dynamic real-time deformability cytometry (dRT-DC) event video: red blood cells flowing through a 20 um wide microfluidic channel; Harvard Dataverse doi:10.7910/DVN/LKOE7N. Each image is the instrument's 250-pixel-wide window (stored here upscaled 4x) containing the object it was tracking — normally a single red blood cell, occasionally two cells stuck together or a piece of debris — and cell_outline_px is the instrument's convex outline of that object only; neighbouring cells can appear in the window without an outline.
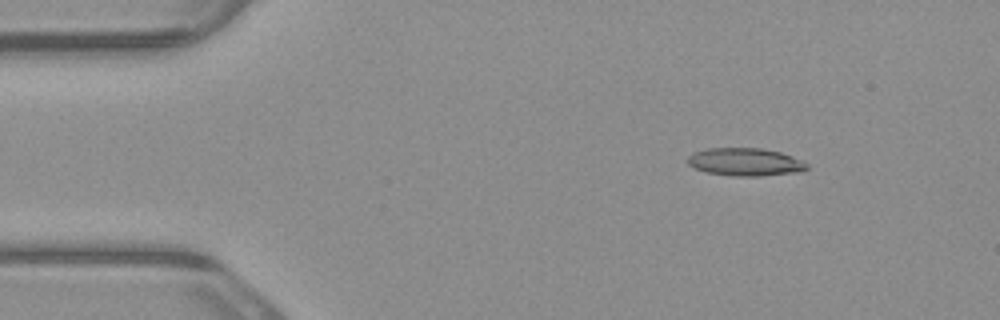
{"species": "common noctule bat (a hibernating species)", "species_latin": "Nyctalus noctula", "temperature_condition": "warm", "stored_images_in_passage": 4, "camera_frame_rate_fps": 3000, "um_per_image_px": 0.085, "animal": {"sex": "male", "body_mass_g": 23.1, "forearm_length_mm": 52.7}, "frame": {"image": 1, "passage_image": 1, "time_ms": 0.0, "image_size_px": [1000, 320], "cell_outline_px": [[808, 168], [804, 172], [760, 176], [732, 176], [708, 172], [696, 168], [688, 164], [688, 156], [692, 152], [708, 148], [764, 148], [780, 152], [804, 160], [808, 164]], "centroid_in_image_um": [63.41, 13.76], "position_along_channel_um": 21.6, "area_um2": 19.59}}
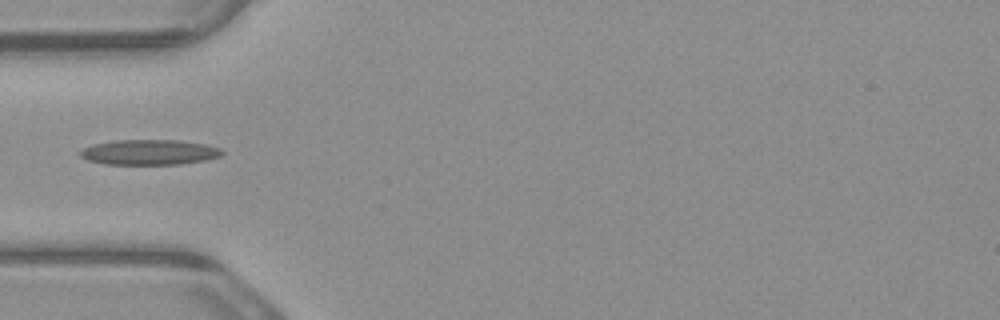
{"frame": {"image": 2, "passage_image": 4, "time_ms": 1.0, "image_size_px": [1000, 320], "cell_outline_px": [[224, 152], [220, 156], [204, 160], [180, 164], [104, 164], [88, 160], [80, 156], [80, 152], [84, 148], [92, 144], [112, 140], [180, 140], [208, 144], [220, 148]], "centroid_in_image_um": [12.7, 12.93], "position_along_channel_um": 72.3, "area_um2": 20.92}}